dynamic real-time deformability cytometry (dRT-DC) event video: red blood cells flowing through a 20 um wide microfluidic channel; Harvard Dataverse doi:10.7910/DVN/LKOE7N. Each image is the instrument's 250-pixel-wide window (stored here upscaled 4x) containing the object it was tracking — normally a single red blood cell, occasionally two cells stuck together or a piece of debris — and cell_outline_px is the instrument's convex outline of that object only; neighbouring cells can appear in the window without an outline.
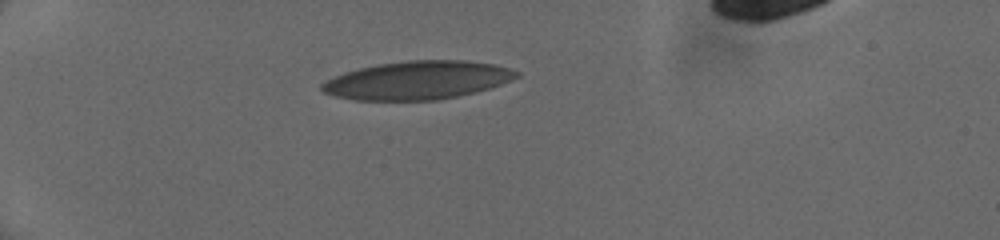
{"species": "human", "species_latin": "Homo sapiens", "temperature_condition": "cold", "stored_images_in_passage": 31, "camera_frame_rate_fps": 3000, "um_per_image_px": 0.085, "donor": {"sex": "female"}, "frame": {"image": 1, "passage_image": 1, "time_ms": 0.0, "image_size_px": [1000, 240], "cell_outline_px": [[500, 68], [492, 84], [484, 88], [468, 92], [448, 96], [420, 100], [368, 100], [344, 96], [328, 92], [324, 88], [324, 84], [340, 76], [352, 72], [368, 68], [388, 64], [428, 60], [432, 60], [484, 64]], "centroid_in_image_um": [35.16, 6.85], "position_along_channel_um": 49.8, "area_um2": 37.34}}
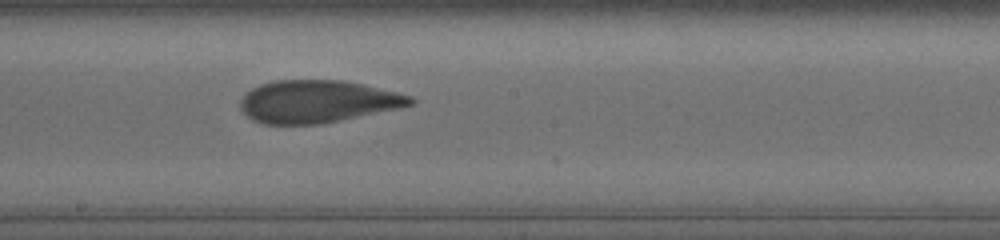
{"frame": {"image": 2, "passage_image": 17, "time_ms": 5.333, "image_size_px": [1000, 240], "cell_outline_px": [[412, 100], [408, 104], [328, 120], [296, 124], [280, 124], [260, 120], [252, 116], [248, 112], [244, 104], [244, 100], [256, 88], [268, 84], [292, 80], [316, 80], [352, 84], [404, 96]], "centroid_in_image_um": [26.88, 8.61], "position_along_channel_um": 221.3, "area_um2": 36.59}}
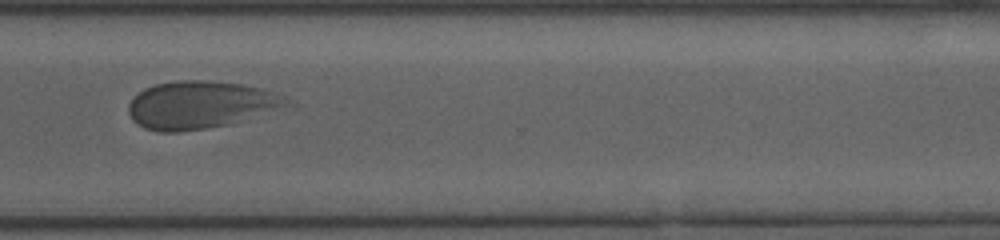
{"frame": {"image": 3, "passage_image": 27, "time_ms": 8.667, "image_size_px": [1000, 240], "cell_outline_px": [[252, 104], [216, 124], [196, 128], [148, 128], [140, 124], [132, 116], [132, 100], [140, 92], [148, 88], [160, 84], [232, 84], [248, 88]], "centroid_in_image_um": [16.02, 8.91], "position_along_channel_um": 354.6, "area_um2": 31.85}}